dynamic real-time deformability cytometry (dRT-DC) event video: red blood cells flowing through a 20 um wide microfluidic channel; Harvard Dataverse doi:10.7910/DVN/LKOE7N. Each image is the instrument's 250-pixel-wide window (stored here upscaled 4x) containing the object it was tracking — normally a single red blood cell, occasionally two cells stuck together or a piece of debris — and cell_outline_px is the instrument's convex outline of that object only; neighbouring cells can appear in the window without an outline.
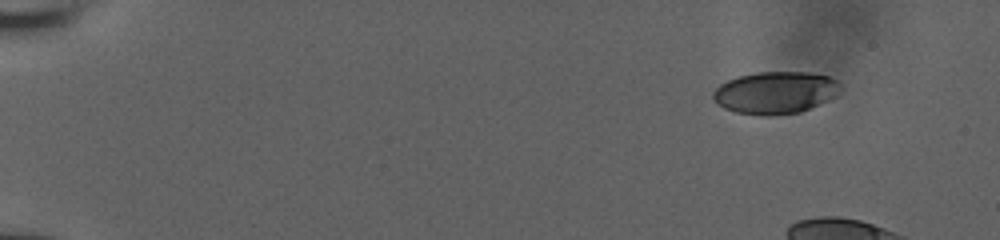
{"species": "human", "species_latin": "Homo sapiens", "temperature_condition": "room temperature", "stored_images_in_passage": 12, "camera_frame_rate_fps": 3000, "um_per_image_px": 0.085, "donor": {"sex": "male"}, "frame": {"image": 1, "passage_image": 1, "time_ms": 0.0, "image_size_px": [1000, 240], "cell_outline_px": [[840, 84], [836, 96], [828, 100], [800, 112], [772, 116], [760, 116], [736, 112], [724, 108], [712, 100], [712, 92], [720, 84], [728, 80], [740, 76], [756, 72], [808, 72], [828, 76], [836, 80]], "centroid_in_image_um": [65.87, 7.88], "position_along_channel_um": 19.1, "area_um2": 31.39}}